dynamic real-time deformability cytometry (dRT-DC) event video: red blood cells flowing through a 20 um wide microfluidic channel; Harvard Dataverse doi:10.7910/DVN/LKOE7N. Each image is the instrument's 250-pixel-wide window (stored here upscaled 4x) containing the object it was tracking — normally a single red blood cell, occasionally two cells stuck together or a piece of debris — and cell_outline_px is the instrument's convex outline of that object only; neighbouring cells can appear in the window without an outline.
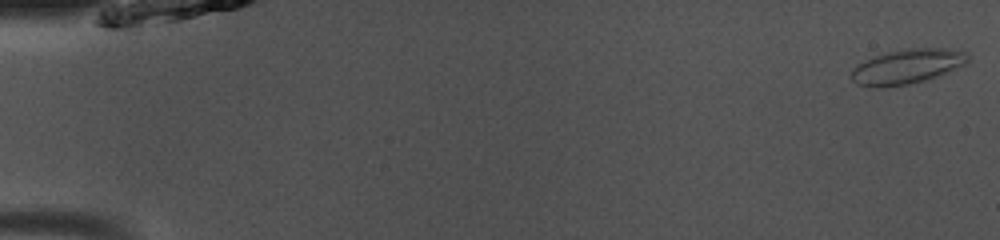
{"species": "common noctule bat (a hibernating species)", "species_latin": "Nyctalus noctula", "temperature_condition": "room temperature", "stored_images_in_passage": 49, "camera_frame_rate_fps": 3000, "um_per_image_px": 0.085, "animal": {"sex": "male", "body_mass_g": 13.0, "forearm_length_mm": 53.1}, "frame": {"image": 1, "passage_image": 1, "time_ms": 0.0, "image_size_px": [1000, 240], "cell_outline_px": [[968, 60], [964, 64], [948, 72], [924, 80], [908, 84], [876, 88], [856, 84], [848, 76], [852, 68], [856, 64], [864, 60], [888, 52], [908, 48], [944, 48], [968, 52]], "centroid_in_image_um": [77.04, 5.66], "position_along_channel_um": 8.0, "area_um2": 23.58}}
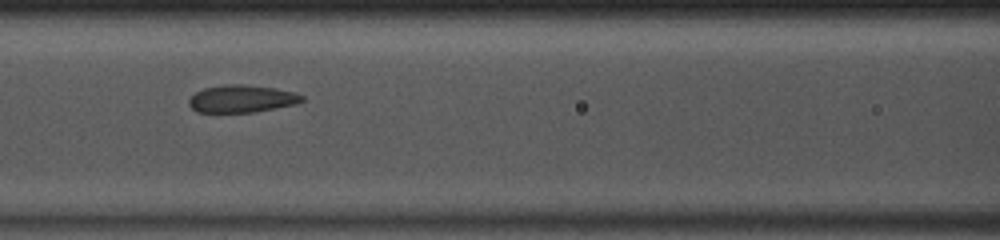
{"frame": {"image": 2, "passage_image": 22, "time_ms": 7.0, "image_size_px": [1000, 240], "cell_outline_px": [[304, 100], [296, 104], [276, 108], [252, 112], [196, 112], [188, 104], [188, 100], [196, 92], [204, 88], [224, 84], [244, 84], [276, 88], [296, 92], [304, 96]], "centroid_in_image_um": [20.57, 8.38], "position_along_channel_um": 146.0, "area_um2": 18.21}}
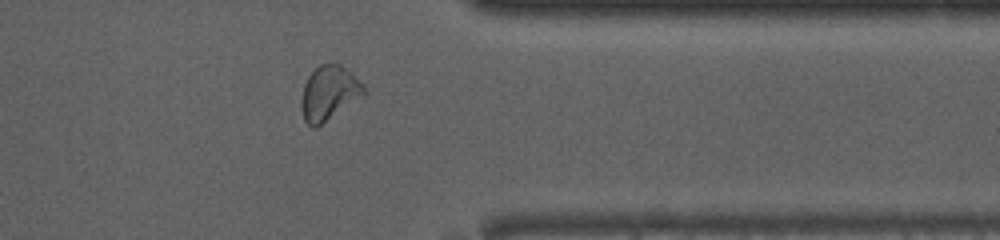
{"frame": {"image": 3, "passage_image": 40, "time_ms": 13.0, "image_size_px": [1000, 240], "cell_outline_px": [[368, 92], [316, 128], [312, 128], [304, 120], [300, 108], [300, 100], [304, 84], [308, 76], [320, 64], [336, 60], [364, 84]], "centroid_in_image_um": [27.96, 7.88], "position_along_channel_um": 383.4, "area_um2": 20.17}, "authors_computed_cell_mechanics": {"area_um2": 19.4786, "velocity_mm_per_s": 4.056, "shape_relaxation_time_tau1_ms": 2.9007, "shape_relaxation_time_tau2_ms": 1.0435, "deformation_change_tau1": 0.1205, "deformation_change_tau2": 0.0761}}